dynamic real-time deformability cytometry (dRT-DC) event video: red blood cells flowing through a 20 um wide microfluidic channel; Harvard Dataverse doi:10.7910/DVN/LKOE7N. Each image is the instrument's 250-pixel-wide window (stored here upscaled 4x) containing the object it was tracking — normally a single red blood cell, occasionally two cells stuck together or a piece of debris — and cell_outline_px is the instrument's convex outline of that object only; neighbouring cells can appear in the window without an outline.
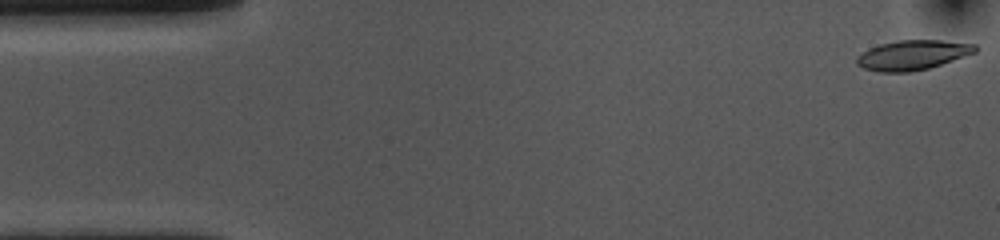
{"species": "common noctule bat (a hibernating species)", "species_latin": "Nyctalus noctula", "temperature_condition": "cold", "stored_images_in_passage": 51, "camera_frame_rate_fps": 3000, "um_per_image_px": 0.085, "animal": {"sex": "female", "body_mass_g": 10.0, "forearm_length_mm": 53.1}, "frame": {"image": 1, "passage_image": 1, "time_ms": 0.0, "image_size_px": [1000, 240], "cell_outline_px": [[976, 48], [972, 52], [924, 68], [868, 68], [860, 64], [860, 60], [872, 48], [888, 44], [908, 40], [932, 40], [960, 44]], "centroid_in_image_um": [77.63, 4.61], "position_along_channel_um": 7.4, "area_um2": 16.76}}
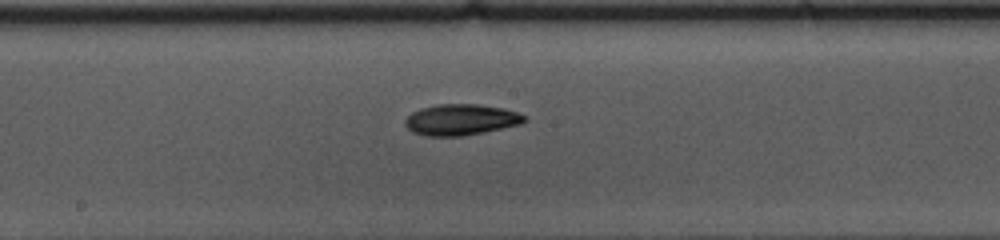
{"frame": {"image": 2, "passage_image": 27, "time_ms": 8.667, "image_size_px": [1000, 240], "cell_outline_px": [[524, 120], [512, 124], [476, 132], [420, 132], [412, 128], [408, 124], [408, 120], [416, 112], [428, 108], [496, 108], [512, 112], [524, 116]], "centroid_in_image_um": [39.26, 10.17], "position_along_channel_um": 208.9, "area_um2": 16.53}}
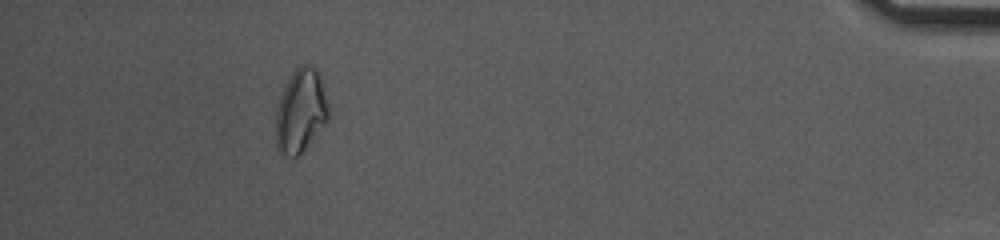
{"frame": {"image": 3, "passage_image": 49, "time_ms": 16.0, "image_size_px": [1000, 240], "cell_outline_px": [[324, 116], [304, 144], [296, 152], [280, 136], [280, 124], [284, 104], [296, 80], [316, 76], [324, 104]], "centroid_in_image_um": [25.65, 9.56], "position_along_channel_um": 409.6, "area_um2": 16.24}}